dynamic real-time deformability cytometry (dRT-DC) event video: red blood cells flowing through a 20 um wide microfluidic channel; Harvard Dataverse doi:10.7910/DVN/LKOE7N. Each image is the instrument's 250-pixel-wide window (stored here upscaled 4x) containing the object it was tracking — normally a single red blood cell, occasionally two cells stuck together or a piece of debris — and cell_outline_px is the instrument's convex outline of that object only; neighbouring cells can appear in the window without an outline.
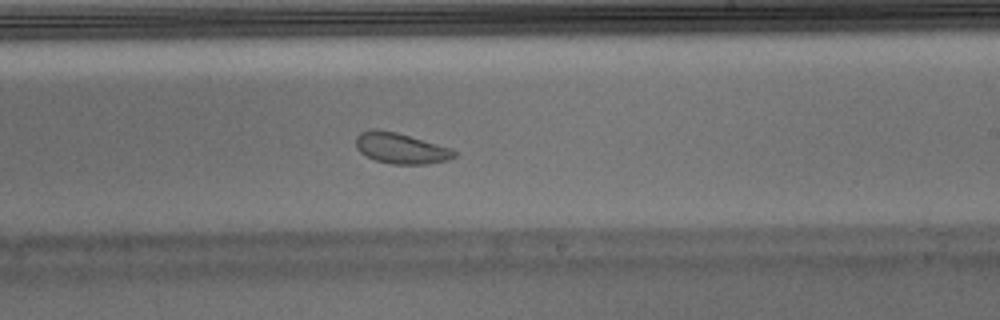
{"species": "Egyptian fruit bat (a non-hibernating species)", "species_latin": "Rousettus aegyptiacus", "temperature_condition": "warm", "stored_images_in_passage": 51, "segment_of_instrument_passage": [1, 2], "camera_frame_rate_fps": 3000, "um_per_image_px": 0.085, "animal": {"sex": "male"}, "frame": {"image": 1, "passage_image": 30, "time_ms": 9.667, "image_size_px": [1000, 320], "cell_outline_px": [[456, 156], [448, 160], [428, 164], [392, 164], [376, 160], [360, 152], [356, 148], [356, 136], [360, 132], [372, 128], [376, 128], [396, 132], [452, 148], [456, 152]], "centroid_in_image_um": [34.07, 12.59], "position_along_channel_um": 254.9, "area_um2": 17.69}}